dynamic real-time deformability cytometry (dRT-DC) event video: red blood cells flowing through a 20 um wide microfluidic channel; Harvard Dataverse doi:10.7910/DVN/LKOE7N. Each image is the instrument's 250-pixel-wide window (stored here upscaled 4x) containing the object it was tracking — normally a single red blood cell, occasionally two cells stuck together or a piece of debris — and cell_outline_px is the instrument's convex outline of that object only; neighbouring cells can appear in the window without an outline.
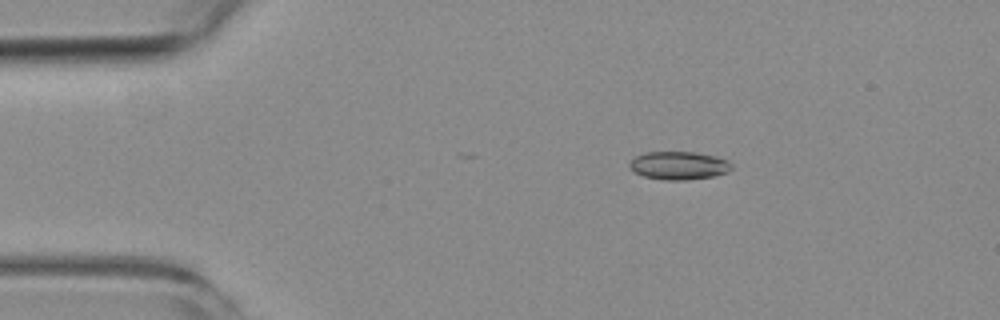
{"species": "common noctule bat (a hibernating species)", "species_latin": "Nyctalus noctula", "temperature_condition": "room temperature", "stored_images_in_passage": 5, "camera_frame_rate_fps": 3000, "um_per_image_px": 0.085, "animal": {"sex": "female", "body_mass_g": 19.3, "forearm_length_mm": 54.1}, "frame": {"image": 1, "passage_image": 3, "time_ms": 3.0, "image_size_px": [1000, 320], "cell_outline_px": [[732, 168], [728, 172], [712, 176], [688, 180], [664, 180], [644, 176], [636, 172], [628, 164], [636, 156], [644, 152], [696, 152], [716, 156], [728, 160], [732, 164]], "centroid_in_image_um": [57.73, 14.06], "position_along_channel_um": 27.3, "area_um2": 16.7}}
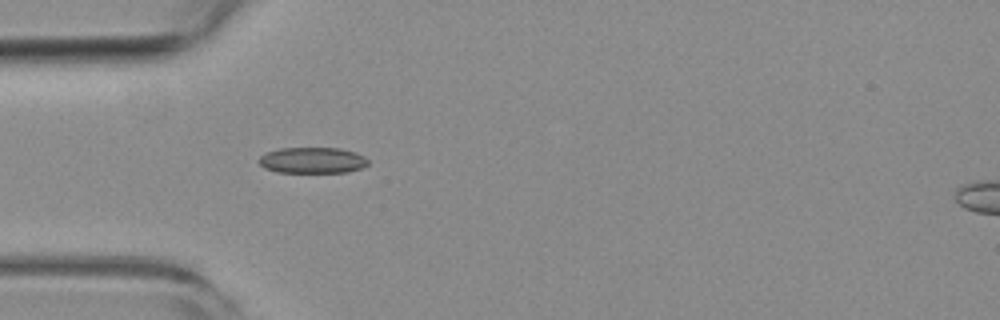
{"frame": {"image": 2, "passage_image": 5, "time_ms": 5.333, "image_size_px": [1000, 320], "cell_outline_px": [[368, 164], [364, 168], [348, 172], [276, 172], [264, 168], [260, 164], [260, 156], [268, 152], [280, 148], [340, 148], [356, 152], [364, 156], [368, 160]], "centroid_in_image_um": [26.6, 13.63], "position_along_channel_um": 58.4, "area_um2": 16.59}}